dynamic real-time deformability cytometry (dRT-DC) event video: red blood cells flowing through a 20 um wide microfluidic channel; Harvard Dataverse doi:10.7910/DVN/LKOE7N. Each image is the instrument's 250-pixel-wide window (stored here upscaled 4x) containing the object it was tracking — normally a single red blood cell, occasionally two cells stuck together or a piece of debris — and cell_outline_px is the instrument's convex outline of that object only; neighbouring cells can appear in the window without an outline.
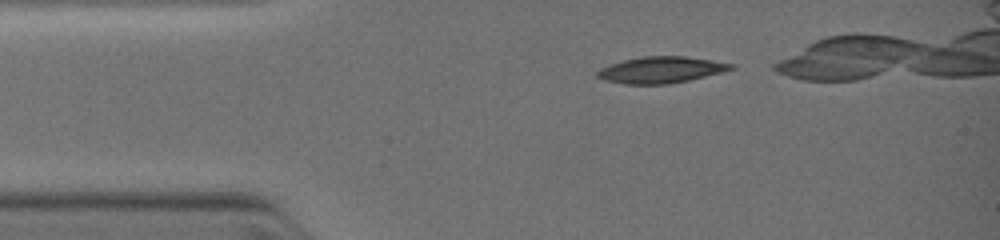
{"species": "common noctule bat (a hibernating species)", "species_latin": "Nyctalus noctula", "temperature_condition": "warm", "stored_images_in_passage": 11, "camera_frame_rate_fps": 3000, "um_per_image_px": 0.085, "animal": {"sex": "female", "body_mass_g": 19.0, "forearm_length_mm": 51.5}, "frame": {"image": 1, "passage_image": 1, "time_ms": 0.0, "image_size_px": [1000, 240], "cell_outline_px": [[736, 68], [688, 80], [668, 84], [624, 84], [604, 80], [596, 76], [596, 72], [600, 68], [624, 60], [640, 56], [688, 56], [736, 64]], "centroid_in_image_um": [56.18, 5.93], "position_along_channel_um": 28.8, "area_um2": 20.52}}
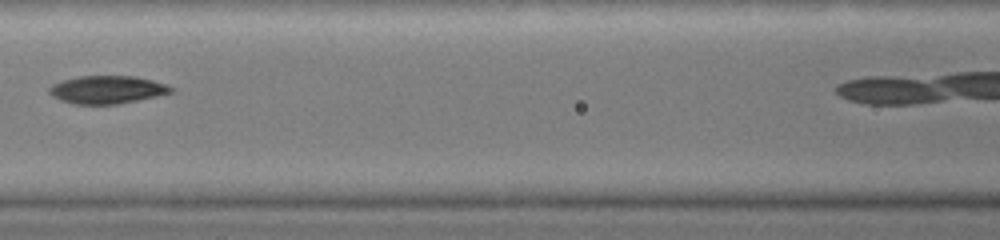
{"frame": {"image": 2, "passage_image": 7, "time_ms": 3.333, "image_size_px": [1000, 240], "cell_outline_px": [[176, 88], [172, 92], [156, 96], [116, 104], [72, 104], [60, 100], [52, 96], [48, 92], [48, 88], [52, 84], [64, 80], [80, 76], [136, 76], [152, 80]], "centroid_in_image_um": [9.08, 7.62], "position_along_channel_um": 157.5, "area_um2": 19.71}}
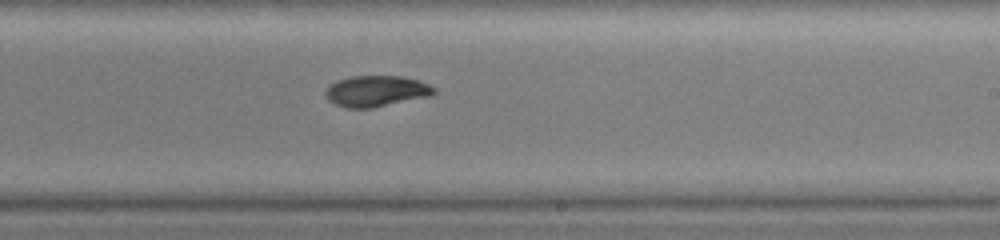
{"frame": {"image": 3, "passage_image": 10, "time_ms": 5.333, "image_size_px": [1000, 240], "cell_outline_px": [[436, 92], [432, 96], [372, 108], [344, 108], [328, 100], [324, 92], [336, 80], [352, 76], [400, 76], [420, 80], [436, 88]], "centroid_in_image_um": [32.01, 7.75], "position_along_channel_um": 257.0, "area_um2": 19.77}}